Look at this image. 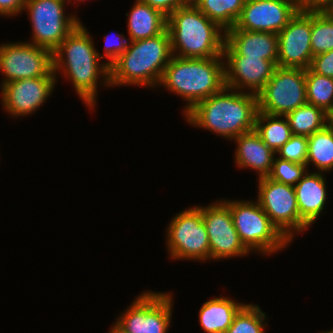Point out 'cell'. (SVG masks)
<instances>
[{"instance_id": "obj_33", "label": "cell", "mask_w": 333, "mask_h": 333, "mask_svg": "<svg viewBox=\"0 0 333 333\" xmlns=\"http://www.w3.org/2000/svg\"><path fill=\"white\" fill-rule=\"evenodd\" d=\"M310 69L319 75L333 78V50L314 56Z\"/></svg>"}, {"instance_id": "obj_40", "label": "cell", "mask_w": 333, "mask_h": 333, "mask_svg": "<svg viewBox=\"0 0 333 333\" xmlns=\"http://www.w3.org/2000/svg\"><path fill=\"white\" fill-rule=\"evenodd\" d=\"M328 125L333 129V110L328 114Z\"/></svg>"}, {"instance_id": "obj_38", "label": "cell", "mask_w": 333, "mask_h": 333, "mask_svg": "<svg viewBox=\"0 0 333 333\" xmlns=\"http://www.w3.org/2000/svg\"><path fill=\"white\" fill-rule=\"evenodd\" d=\"M108 330V333H125L114 322Z\"/></svg>"}, {"instance_id": "obj_36", "label": "cell", "mask_w": 333, "mask_h": 333, "mask_svg": "<svg viewBox=\"0 0 333 333\" xmlns=\"http://www.w3.org/2000/svg\"><path fill=\"white\" fill-rule=\"evenodd\" d=\"M333 0H304V6L313 10H322Z\"/></svg>"}, {"instance_id": "obj_39", "label": "cell", "mask_w": 333, "mask_h": 333, "mask_svg": "<svg viewBox=\"0 0 333 333\" xmlns=\"http://www.w3.org/2000/svg\"><path fill=\"white\" fill-rule=\"evenodd\" d=\"M88 0H68V3L72 6L73 5V7H74V5H76L77 7H78V5L80 6L82 3H85V2H87Z\"/></svg>"}, {"instance_id": "obj_29", "label": "cell", "mask_w": 333, "mask_h": 333, "mask_svg": "<svg viewBox=\"0 0 333 333\" xmlns=\"http://www.w3.org/2000/svg\"><path fill=\"white\" fill-rule=\"evenodd\" d=\"M311 49L313 57L333 50V20L321 10L311 9Z\"/></svg>"}, {"instance_id": "obj_23", "label": "cell", "mask_w": 333, "mask_h": 333, "mask_svg": "<svg viewBox=\"0 0 333 333\" xmlns=\"http://www.w3.org/2000/svg\"><path fill=\"white\" fill-rule=\"evenodd\" d=\"M307 138L309 171L331 173L333 171V129L327 124Z\"/></svg>"}, {"instance_id": "obj_17", "label": "cell", "mask_w": 333, "mask_h": 333, "mask_svg": "<svg viewBox=\"0 0 333 333\" xmlns=\"http://www.w3.org/2000/svg\"><path fill=\"white\" fill-rule=\"evenodd\" d=\"M225 86L240 92L258 95L273 76L277 63L262 58L222 55Z\"/></svg>"}, {"instance_id": "obj_12", "label": "cell", "mask_w": 333, "mask_h": 333, "mask_svg": "<svg viewBox=\"0 0 333 333\" xmlns=\"http://www.w3.org/2000/svg\"><path fill=\"white\" fill-rule=\"evenodd\" d=\"M0 87L26 78L55 76L53 52L29 41L0 43Z\"/></svg>"}, {"instance_id": "obj_41", "label": "cell", "mask_w": 333, "mask_h": 333, "mask_svg": "<svg viewBox=\"0 0 333 333\" xmlns=\"http://www.w3.org/2000/svg\"><path fill=\"white\" fill-rule=\"evenodd\" d=\"M319 333H333V328L331 330L318 331Z\"/></svg>"}, {"instance_id": "obj_34", "label": "cell", "mask_w": 333, "mask_h": 333, "mask_svg": "<svg viewBox=\"0 0 333 333\" xmlns=\"http://www.w3.org/2000/svg\"><path fill=\"white\" fill-rule=\"evenodd\" d=\"M26 0H0V18H15L22 15Z\"/></svg>"}, {"instance_id": "obj_22", "label": "cell", "mask_w": 333, "mask_h": 333, "mask_svg": "<svg viewBox=\"0 0 333 333\" xmlns=\"http://www.w3.org/2000/svg\"><path fill=\"white\" fill-rule=\"evenodd\" d=\"M125 16L129 41L151 38L167 29V16L141 0H134Z\"/></svg>"}, {"instance_id": "obj_30", "label": "cell", "mask_w": 333, "mask_h": 333, "mask_svg": "<svg viewBox=\"0 0 333 333\" xmlns=\"http://www.w3.org/2000/svg\"><path fill=\"white\" fill-rule=\"evenodd\" d=\"M307 171V165L293 163L275 156L272 170L268 177L283 184L295 186Z\"/></svg>"}, {"instance_id": "obj_18", "label": "cell", "mask_w": 333, "mask_h": 333, "mask_svg": "<svg viewBox=\"0 0 333 333\" xmlns=\"http://www.w3.org/2000/svg\"><path fill=\"white\" fill-rule=\"evenodd\" d=\"M222 55L262 58L277 63L278 35L271 32L230 28L225 32Z\"/></svg>"}, {"instance_id": "obj_10", "label": "cell", "mask_w": 333, "mask_h": 333, "mask_svg": "<svg viewBox=\"0 0 333 333\" xmlns=\"http://www.w3.org/2000/svg\"><path fill=\"white\" fill-rule=\"evenodd\" d=\"M256 200L272 224L292 244L298 235L310 230L300 218L294 186L267 177L256 179Z\"/></svg>"}, {"instance_id": "obj_35", "label": "cell", "mask_w": 333, "mask_h": 333, "mask_svg": "<svg viewBox=\"0 0 333 333\" xmlns=\"http://www.w3.org/2000/svg\"><path fill=\"white\" fill-rule=\"evenodd\" d=\"M142 2L162 11L166 16L189 3L191 0H141Z\"/></svg>"}, {"instance_id": "obj_4", "label": "cell", "mask_w": 333, "mask_h": 333, "mask_svg": "<svg viewBox=\"0 0 333 333\" xmlns=\"http://www.w3.org/2000/svg\"><path fill=\"white\" fill-rule=\"evenodd\" d=\"M172 57L170 34L130 41L127 50L110 65V86L156 90Z\"/></svg>"}, {"instance_id": "obj_3", "label": "cell", "mask_w": 333, "mask_h": 333, "mask_svg": "<svg viewBox=\"0 0 333 333\" xmlns=\"http://www.w3.org/2000/svg\"><path fill=\"white\" fill-rule=\"evenodd\" d=\"M224 87L223 57L180 58L174 55L157 86L159 90L164 89L185 101L180 110L182 116L195 104L220 92Z\"/></svg>"}, {"instance_id": "obj_8", "label": "cell", "mask_w": 333, "mask_h": 333, "mask_svg": "<svg viewBox=\"0 0 333 333\" xmlns=\"http://www.w3.org/2000/svg\"><path fill=\"white\" fill-rule=\"evenodd\" d=\"M69 6L68 0H26L23 13L27 12L32 30L28 41L54 52L82 22L76 11H67Z\"/></svg>"}, {"instance_id": "obj_28", "label": "cell", "mask_w": 333, "mask_h": 333, "mask_svg": "<svg viewBox=\"0 0 333 333\" xmlns=\"http://www.w3.org/2000/svg\"><path fill=\"white\" fill-rule=\"evenodd\" d=\"M268 315L259 304L246 303L235 315L225 333H267Z\"/></svg>"}, {"instance_id": "obj_5", "label": "cell", "mask_w": 333, "mask_h": 333, "mask_svg": "<svg viewBox=\"0 0 333 333\" xmlns=\"http://www.w3.org/2000/svg\"><path fill=\"white\" fill-rule=\"evenodd\" d=\"M172 55L180 58L223 57L225 30L191 1L167 16Z\"/></svg>"}, {"instance_id": "obj_27", "label": "cell", "mask_w": 333, "mask_h": 333, "mask_svg": "<svg viewBox=\"0 0 333 333\" xmlns=\"http://www.w3.org/2000/svg\"><path fill=\"white\" fill-rule=\"evenodd\" d=\"M305 79L307 103L329 114L333 110V78L319 75L308 68L305 70Z\"/></svg>"}, {"instance_id": "obj_6", "label": "cell", "mask_w": 333, "mask_h": 333, "mask_svg": "<svg viewBox=\"0 0 333 333\" xmlns=\"http://www.w3.org/2000/svg\"><path fill=\"white\" fill-rule=\"evenodd\" d=\"M230 212L242 243L252 254L270 258L293 245L272 224L255 198H230Z\"/></svg>"}, {"instance_id": "obj_2", "label": "cell", "mask_w": 333, "mask_h": 333, "mask_svg": "<svg viewBox=\"0 0 333 333\" xmlns=\"http://www.w3.org/2000/svg\"><path fill=\"white\" fill-rule=\"evenodd\" d=\"M258 95L224 87L195 104L183 115L185 123L208 131L231 142L237 136L255 129Z\"/></svg>"}, {"instance_id": "obj_21", "label": "cell", "mask_w": 333, "mask_h": 333, "mask_svg": "<svg viewBox=\"0 0 333 333\" xmlns=\"http://www.w3.org/2000/svg\"><path fill=\"white\" fill-rule=\"evenodd\" d=\"M246 304L236 298L224 296L209 298L198 311V321L204 333H225L235 315Z\"/></svg>"}, {"instance_id": "obj_14", "label": "cell", "mask_w": 333, "mask_h": 333, "mask_svg": "<svg viewBox=\"0 0 333 333\" xmlns=\"http://www.w3.org/2000/svg\"><path fill=\"white\" fill-rule=\"evenodd\" d=\"M55 76L26 78L0 87V104L10 118L32 117L53 95L57 85Z\"/></svg>"}, {"instance_id": "obj_13", "label": "cell", "mask_w": 333, "mask_h": 333, "mask_svg": "<svg viewBox=\"0 0 333 333\" xmlns=\"http://www.w3.org/2000/svg\"><path fill=\"white\" fill-rule=\"evenodd\" d=\"M307 103L305 69L277 67L258 94V111L286 116Z\"/></svg>"}, {"instance_id": "obj_32", "label": "cell", "mask_w": 333, "mask_h": 333, "mask_svg": "<svg viewBox=\"0 0 333 333\" xmlns=\"http://www.w3.org/2000/svg\"><path fill=\"white\" fill-rule=\"evenodd\" d=\"M103 40L105 42L103 51L102 54L99 53L98 55L110 67L127 50L130 41L125 34L116 31L105 34Z\"/></svg>"}, {"instance_id": "obj_25", "label": "cell", "mask_w": 333, "mask_h": 333, "mask_svg": "<svg viewBox=\"0 0 333 333\" xmlns=\"http://www.w3.org/2000/svg\"><path fill=\"white\" fill-rule=\"evenodd\" d=\"M292 135L309 137L328 124V113L322 108L306 103L285 116Z\"/></svg>"}, {"instance_id": "obj_11", "label": "cell", "mask_w": 333, "mask_h": 333, "mask_svg": "<svg viewBox=\"0 0 333 333\" xmlns=\"http://www.w3.org/2000/svg\"><path fill=\"white\" fill-rule=\"evenodd\" d=\"M201 212L208 234L211 262L252 255L234 227L230 198H219L208 205L201 204Z\"/></svg>"}, {"instance_id": "obj_20", "label": "cell", "mask_w": 333, "mask_h": 333, "mask_svg": "<svg viewBox=\"0 0 333 333\" xmlns=\"http://www.w3.org/2000/svg\"><path fill=\"white\" fill-rule=\"evenodd\" d=\"M231 142L236 144L233 163L238 170L249 169L258 175L256 179L271 173L276 153L262 141L255 129L237 136Z\"/></svg>"}, {"instance_id": "obj_24", "label": "cell", "mask_w": 333, "mask_h": 333, "mask_svg": "<svg viewBox=\"0 0 333 333\" xmlns=\"http://www.w3.org/2000/svg\"><path fill=\"white\" fill-rule=\"evenodd\" d=\"M255 131L275 153L292 136L291 128L285 116L269 115L261 111H258L256 115Z\"/></svg>"}, {"instance_id": "obj_31", "label": "cell", "mask_w": 333, "mask_h": 333, "mask_svg": "<svg viewBox=\"0 0 333 333\" xmlns=\"http://www.w3.org/2000/svg\"><path fill=\"white\" fill-rule=\"evenodd\" d=\"M308 138L292 135L290 139L276 152V156L293 163L307 165Z\"/></svg>"}, {"instance_id": "obj_7", "label": "cell", "mask_w": 333, "mask_h": 333, "mask_svg": "<svg viewBox=\"0 0 333 333\" xmlns=\"http://www.w3.org/2000/svg\"><path fill=\"white\" fill-rule=\"evenodd\" d=\"M164 233L168 259L174 262H210L209 239L200 204L174 214Z\"/></svg>"}, {"instance_id": "obj_15", "label": "cell", "mask_w": 333, "mask_h": 333, "mask_svg": "<svg viewBox=\"0 0 333 333\" xmlns=\"http://www.w3.org/2000/svg\"><path fill=\"white\" fill-rule=\"evenodd\" d=\"M304 6V0H245L233 28L278 34Z\"/></svg>"}, {"instance_id": "obj_19", "label": "cell", "mask_w": 333, "mask_h": 333, "mask_svg": "<svg viewBox=\"0 0 333 333\" xmlns=\"http://www.w3.org/2000/svg\"><path fill=\"white\" fill-rule=\"evenodd\" d=\"M325 173L307 171L294 186L300 218L312 228L328 207L327 180Z\"/></svg>"}, {"instance_id": "obj_37", "label": "cell", "mask_w": 333, "mask_h": 333, "mask_svg": "<svg viewBox=\"0 0 333 333\" xmlns=\"http://www.w3.org/2000/svg\"><path fill=\"white\" fill-rule=\"evenodd\" d=\"M321 11L333 20V1L326 5Z\"/></svg>"}, {"instance_id": "obj_1", "label": "cell", "mask_w": 333, "mask_h": 333, "mask_svg": "<svg viewBox=\"0 0 333 333\" xmlns=\"http://www.w3.org/2000/svg\"><path fill=\"white\" fill-rule=\"evenodd\" d=\"M92 36L81 22L53 52V61L57 82L63 78L71 83L88 112L96 113L99 87L111 86L110 67L99 57Z\"/></svg>"}, {"instance_id": "obj_26", "label": "cell", "mask_w": 333, "mask_h": 333, "mask_svg": "<svg viewBox=\"0 0 333 333\" xmlns=\"http://www.w3.org/2000/svg\"><path fill=\"white\" fill-rule=\"evenodd\" d=\"M191 2L209 19L227 31L235 25L245 0H191Z\"/></svg>"}, {"instance_id": "obj_16", "label": "cell", "mask_w": 333, "mask_h": 333, "mask_svg": "<svg viewBox=\"0 0 333 333\" xmlns=\"http://www.w3.org/2000/svg\"><path fill=\"white\" fill-rule=\"evenodd\" d=\"M277 35V66L305 70L310 68L313 58L311 49V9L303 6Z\"/></svg>"}, {"instance_id": "obj_9", "label": "cell", "mask_w": 333, "mask_h": 333, "mask_svg": "<svg viewBox=\"0 0 333 333\" xmlns=\"http://www.w3.org/2000/svg\"><path fill=\"white\" fill-rule=\"evenodd\" d=\"M172 293L143 290L114 323L125 333H169L175 305Z\"/></svg>"}]
</instances>
